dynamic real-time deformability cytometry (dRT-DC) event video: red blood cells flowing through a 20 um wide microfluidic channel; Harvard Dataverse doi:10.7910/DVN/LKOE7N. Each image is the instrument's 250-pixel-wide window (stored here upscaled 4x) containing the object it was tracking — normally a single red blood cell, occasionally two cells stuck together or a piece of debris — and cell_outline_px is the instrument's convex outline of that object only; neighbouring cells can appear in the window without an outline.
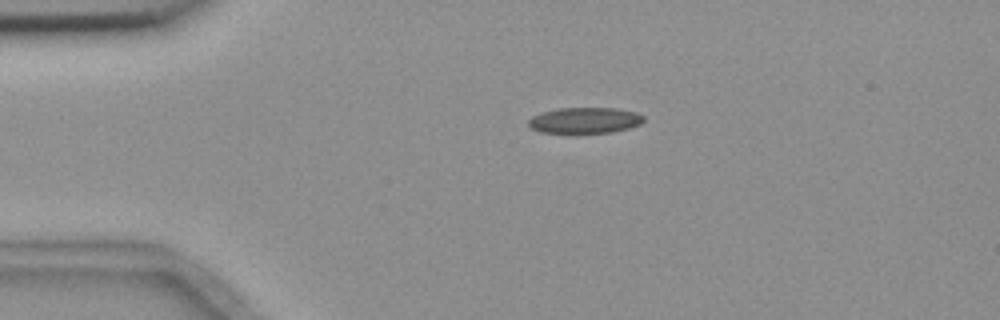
{"species": "common noctule bat (a hibernating species)", "species_latin": "Nyctalus noctula", "temperature_condition": "room temperature", "stored_images_in_passage": 4, "camera_frame_rate_fps": 3000, "um_per_image_px": 0.085, "animal": {"sex": "female", "body_mass_g": 18.4}, "frame": {"image": 1, "passage_image": 4, "time_ms": 3.333, "image_size_px": [1000, 320], "cell_outline_px": [[644, 120], [640, 124], [628, 128], [612, 132], [540, 132], [532, 128], [528, 124], [528, 120], [532, 116], [540, 112], [560, 108], [616, 108], [636, 112], [644, 116]], "centroid_in_image_um": [49.71, 10.21], "position_along_channel_um": 35.3, "area_um2": 17.22}}